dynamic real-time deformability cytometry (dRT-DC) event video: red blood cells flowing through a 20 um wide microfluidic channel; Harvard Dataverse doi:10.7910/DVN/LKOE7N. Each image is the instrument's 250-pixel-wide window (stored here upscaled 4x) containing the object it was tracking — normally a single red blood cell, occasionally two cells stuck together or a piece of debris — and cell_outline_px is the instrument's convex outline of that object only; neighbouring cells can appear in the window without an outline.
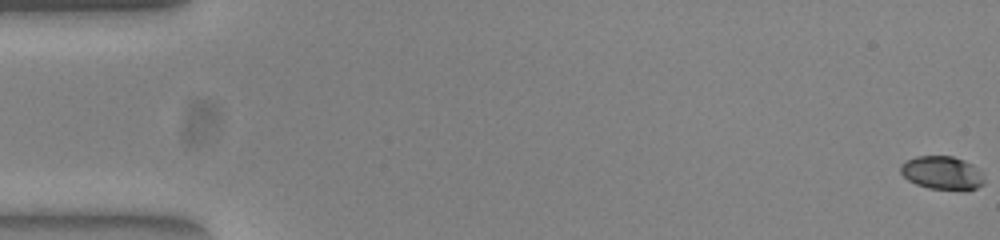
{"species": "common noctule bat (a hibernating species)", "species_latin": "Nyctalus noctula", "temperature_condition": "warm", "stored_images_in_passage": 54, "camera_frame_rate_fps": 3000, "um_per_image_px": 0.085, "animal": {"sex": "female", "body_mass_g": 23.0, "forearm_length_mm": 53.4}, "frame": {"image": 1, "passage_image": 1, "time_ms": 0.0, "image_size_px": [1000, 240], "cell_outline_px": [[984, 184], [976, 188], [964, 192], [928, 188], [916, 184], [908, 180], [900, 172], [900, 164], [916, 156], [952, 156], [964, 160], [972, 164], [984, 180]], "centroid_in_image_um": [80.07, 14.72], "position_along_channel_um": 4.9, "area_um2": 16.42}}
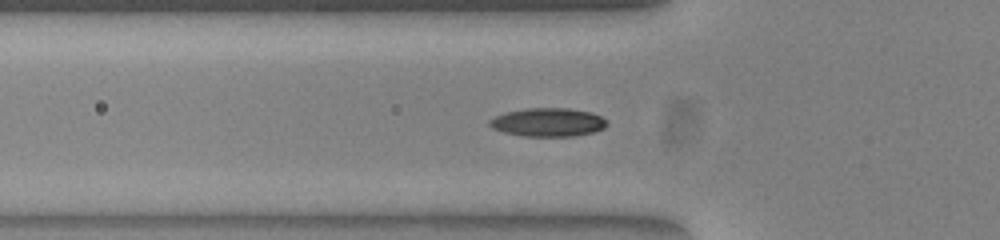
{"frame": {"image": 2, "passage_image": 19, "time_ms": 6.0, "image_size_px": [1000, 240], "cell_outline_px": [[608, 124], [604, 128], [592, 132], [572, 136], [524, 136], [504, 132], [492, 128], [488, 124], [488, 120], [504, 112], [524, 108], [568, 108], [592, 112], [608, 120]], "centroid_in_image_um": [46.57, 10.38], "position_along_channel_um": 79.2, "area_um2": 19.59}}
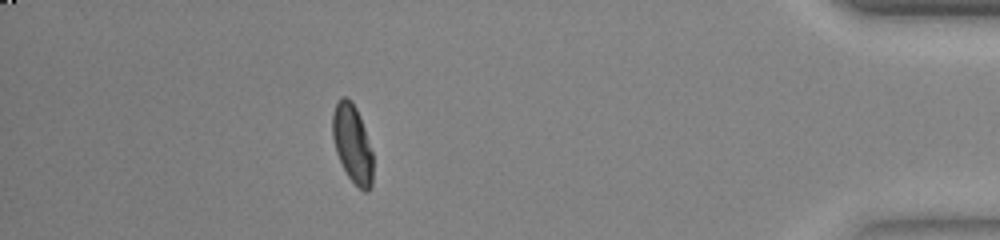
{"frame": {"image": 3, "passage_image": 48, "time_ms": 15.667, "image_size_px": [1000, 240], "cell_outline_px": [[372, 184], [368, 192], [364, 192], [348, 176], [336, 152], [332, 136], [332, 112], [340, 96], [344, 96], [352, 100], [356, 108], [364, 128], [372, 152]], "centroid_in_image_um": [29.94, 12.18], "position_along_channel_um": 405.3, "area_um2": 18.26}, "authors_computed_cell_mechanics": {"area_um2": 18.1492, "velocity_mm_per_s": 3.901, "shape_relaxation_time_tau1_ms": 5.2158, "shape_relaxation_time_tau2_ms": 2.084, "deformation_change_tau1": 0.1764, "deformation_change_tau2": 0.0482}}